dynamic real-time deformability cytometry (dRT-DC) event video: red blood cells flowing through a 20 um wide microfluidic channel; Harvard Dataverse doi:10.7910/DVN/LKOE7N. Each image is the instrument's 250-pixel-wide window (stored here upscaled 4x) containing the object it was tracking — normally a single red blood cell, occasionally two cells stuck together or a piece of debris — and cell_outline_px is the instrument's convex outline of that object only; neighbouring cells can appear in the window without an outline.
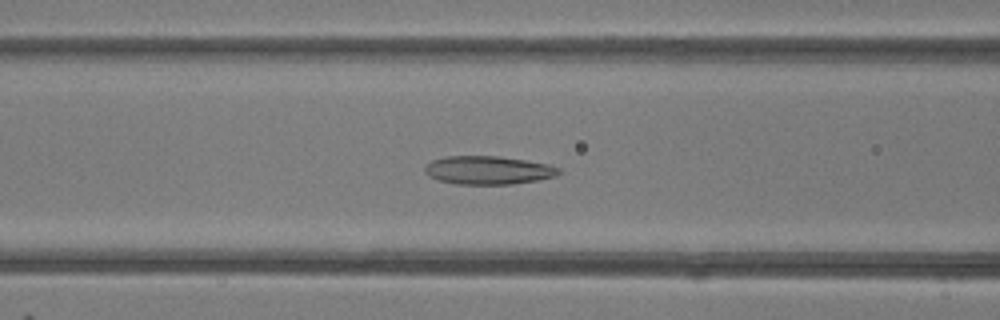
{"species": "common noctule bat (a hibernating species)", "species_latin": "Nyctalus noctula", "temperature_condition": "room temperature", "stored_images_in_passage": 48, "camera_frame_rate_fps": 3000, "um_per_image_px": 0.085, "animal": {"sex": "female"}, "frame": {"image": 1, "passage_image": 19, "time_ms": 6.0, "image_size_px": [1000, 320], "cell_outline_px": [[560, 172], [556, 176], [540, 180], [512, 184], [456, 184], [440, 180], [428, 176], [424, 172], [424, 168], [432, 160], [444, 156], [500, 156], [548, 164], [560, 168]], "centroid_in_image_um": [41.5, 14.46], "position_along_channel_um": 125.1, "area_um2": 22.2}}
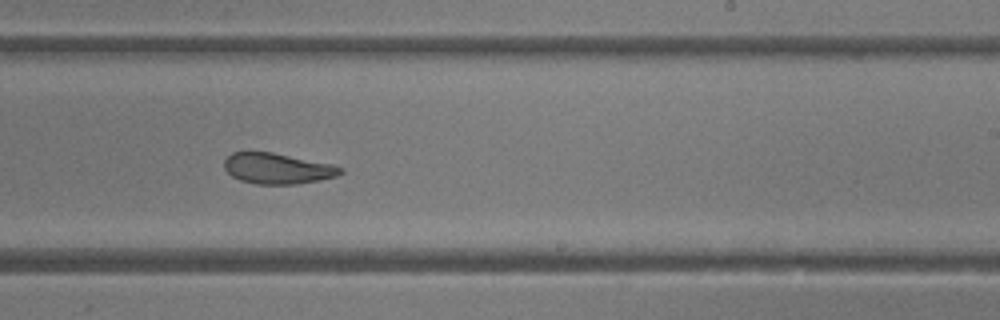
{"frame": {"image": 2, "passage_image": 29, "time_ms": 9.333, "image_size_px": [1000, 320], "cell_outline_px": [[344, 172], [336, 176], [320, 180], [296, 184], [256, 184], [240, 180], [232, 176], [224, 168], [224, 160], [232, 152], [272, 152], [332, 164], [344, 168]], "centroid_in_image_um": [23.59, 14.32], "position_along_channel_um": 265.4, "area_um2": 20.81}}
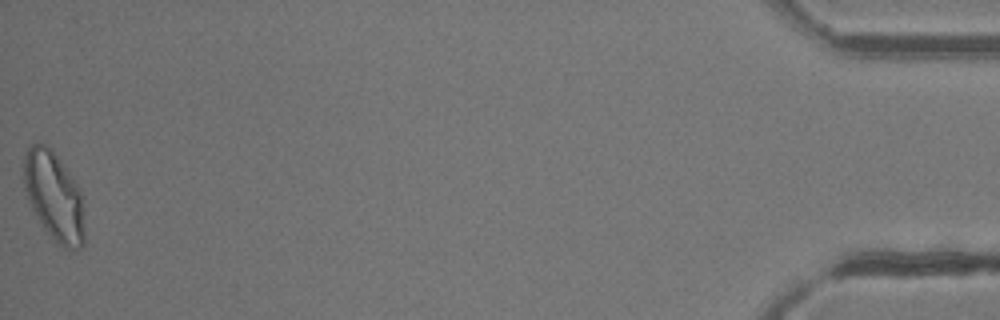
{"frame": {"image": 3, "passage_image": 48, "time_ms": 15.667, "image_size_px": [1000, 320], "cell_outline_px": [[84, 244], [76, 252], [64, 248], [44, 228], [32, 208], [28, 200], [24, 188], [24, 156], [28, 144], [44, 144], [52, 148], [80, 188], [84, 232]], "centroid_in_image_um": [4.59, 16.66], "position_along_channel_um": 430.6, "area_um2": 31.33}, "authors_computed_cell_mechanics": {"area_um2": 24.0448, "velocity_mm_per_s": 4.216, "shape_relaxation_time_tau1_ms": null, "shape_relaxation_time_tau2_ms": 1.9623, "deformation_change_tau1": null, "deformation_change_tau2": 0.0869}}